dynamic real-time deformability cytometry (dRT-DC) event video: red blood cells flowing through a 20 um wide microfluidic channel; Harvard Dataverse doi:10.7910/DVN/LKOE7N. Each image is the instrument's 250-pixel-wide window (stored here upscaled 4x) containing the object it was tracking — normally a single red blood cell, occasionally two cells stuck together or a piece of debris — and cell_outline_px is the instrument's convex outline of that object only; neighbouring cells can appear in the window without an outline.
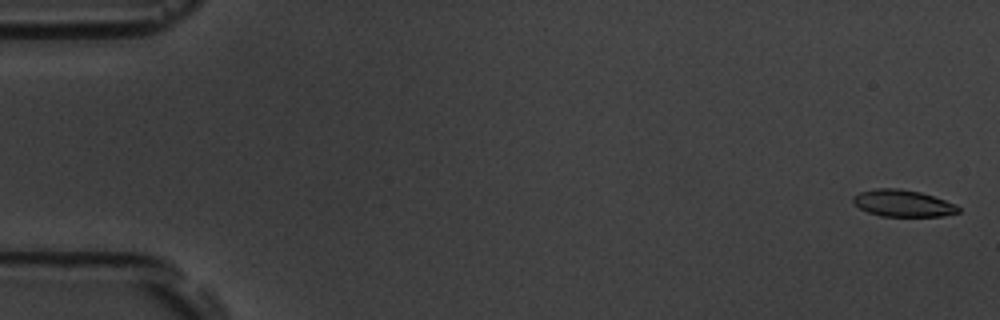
{"species": "common noctule bat (a hibernating species)", "species_latin": "Nyctalus noctula", "temperature_condition": "room temperature", "stored_images_in_passage": 57, "camera_frame_rate_fps": 3000, "um_per_image_px": 0.085, "animal": {"sex": "male", "body_mass_g": 19.5, "forearm_length_mm": 54.6}, "frame": {"image": 1, "passage_image": 2, "time_ms": 0.333, "image_size_px": [1000, 320], "cell_outline_px": [[960, 212], [944, 216], [880, 216], [868, 212], [860, 208], [852, 200], [852, 196], [860, 192], [876, 188], [900, 188], [920, 192], [956, 204], [960, 208]], "centroid_in_image_um": [76.75, 17.28], "position_along_channel_um": 8.3, "area_um2": 16.42}}
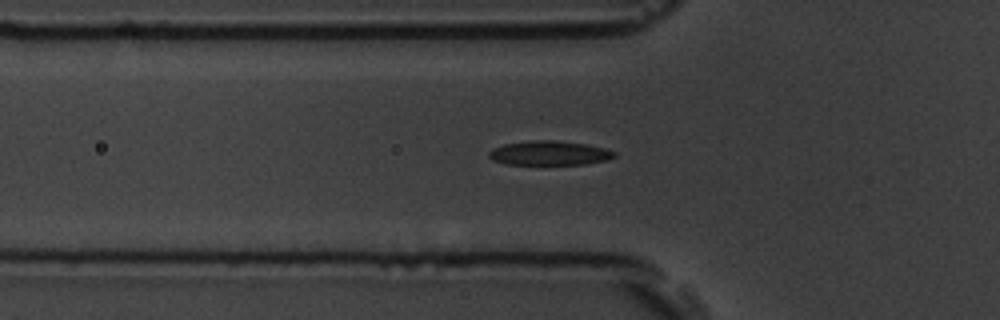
{"frame": {"image": 2, "passage_image": 20, "time_ms": 6.333, "image_size_px": [1000, 320], "cell_outline_px": [[616, 156], [608, 160], [588, 164], [508, 164], [492, 160], [488, 156], [488, 152], [492, 148], [504, 144], [532, 140], [556, 140], [588, 144], [604, 148], [616, 152]], "centroid_in_image_um": [46.71, 13.0], "position_along_channel_um": 79.1, "area_um2": 17.92}}
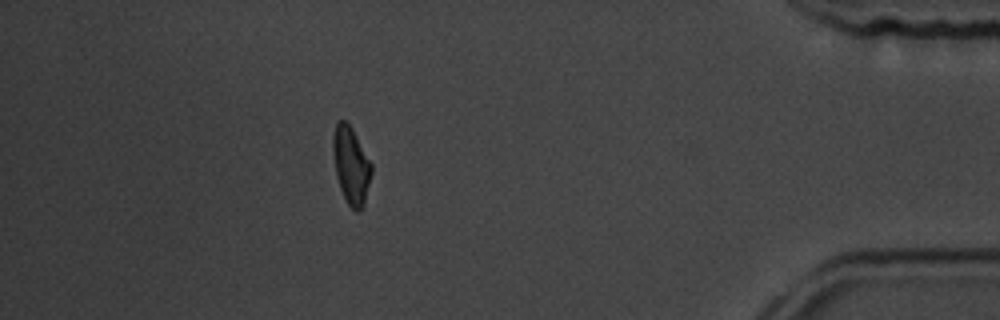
{"frame": {"image": 3, "passage_image": 51, "time_ms": 16.667, "image_size_px": [1000, 320], "cell_outline_px": [[372, 172], [364, 204], [356, 212], [348, 204], [340, 188], [336, 176], [332, 152], [332, 136], [336, 120], [344, 120], [352, 128], [372, 164]], "centroid_in_image_um": [29.82, 14.01], "position_along_channel_um": 405.4, "area_um2": 17.34}, "authors_computed_cell_mechanics": {"area_um2": 17.629, "velocity_mm_per_s": 3.619, "shape_relaxation_time_tau1_ms": 3.3816, "shape_relaxation_time_tau2_ms": 3.5305, "deformation_change_tau1": 0.1375, "deformation_change_tau2": 0.0797}}